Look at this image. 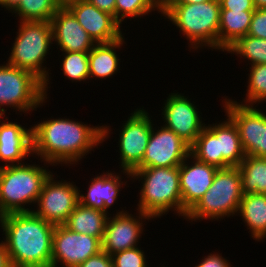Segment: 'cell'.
I'll return each instance as SVG.
<instances>
[{
    "label": "cell",
    "instance_id": "6da1fadb",
    "mask_svg": "<svg viewBox=\"0 0 266 267\" xmlns=\"http://www.w3.org/2000/svg\"><path fill=\"white\" fill-rule=\"evenodd\" d=\"M90 125V126H89ZM69 118L47 119L32 127V155L41 162L76 165L91 151L98 148L111 133V126H91ZM77 162V163H76Z\"/></svg>",
    "mask_w": 266,
    "mask_h": 267
},
{
    "label": "cell",
    "instance_id": "7a4b0ae2",
    "mask_svg": "<svg viewBox=\"0 0 266 267\" xmlns=\"http://www.w3.org/2000/svg\"><path fill=\"white\" fill-rule=\"evenodd\" d=\"M0 227L12 267H51L55 225L21 212L1 216Z\"/></svg>",
    "mask_w": 266,
    "mask_h": 267
},
{
    "label": "cell",
    "instance_id": "3957f363",
    "mask_svg": "<svg viewBox=\"0 0 266 267\" xmlns=\"http://www.w3.org/2000/svg\"><path fill=\"white\" fill-rule=\"evenodd\" d=\"M131 174V180H142L138 211L152 219L161 218L171 210L182 217L179 166L136 168Z\"/></svg>",
    "mask_w": 266,
    "mask_h": 267
},
{
    "label": "cell",
    "instance_id": "277c9868",
    "mask_svg": "<svg viewBox=\"0 0 266 267\" xmlns=\"http://www.w3.org/2000/svg\"><path fill=\"white\" fill-rule=\"evenodd\" d=\"M220 9L219 0L197 4H163L161 14L187 38L191 50L207 46L217 51Z\"/></svg>",
    "mask_w": 266,
    "mask_h": 267
},
{
    "label": "cell",
    "instance_id": "5b68a950",
    "mask_svg": "<svg viewBox=\"0 0 266 267\" xmlns=\"http://www.w3.org/2000/svg\"><path fill=\"white\" fill-rule=\"evenodd\" d=\"M40 166L35 163L0 166V217L33 212L27 206L36 205L45 181L52 174Z\"/></svg>",
    "mask_w": 266,
    "mask_h": 267
},
{
    "label": "cell",
    "instance_id": "8992f818",
    "mask_svg": "<svg viewBox=\"0 0 266 267\" xmlns=\"http://www.w3.org/2000/svg\"><path fill=\"white\" fill-rule=\"evenodd\" d=\"M18 32L13 42L7 63L33 73L44 83V95L50 88L49 70L43 66L53 43L52 27L49 21H18Z\"/></svg>",
    "mask_w": 266,
    "mask_h": 267
},
{
    "label": "cell",
    "instance_id": "52a82bcc",
    "mask_svg": "<svg viewBox=\"0 0 266 267\" xmlns=\"http://www.w3.org/2000/svg\"><path fill=\"white\" fill-rule=\"evenodd\" d=\"M243 197L240 169L219 168L210 188L197 204L187 213L185 219L195 222L200 219L221 220L238 213Z\"/></svg>",
    "mask_w": 266,
    "mask_h": 267
},
{
    "label": "cell",
    "instance_id": "ba28073f",
    "mask_svg": "<svg viewBox=\"0 0 266 267\" xmlns=\"http://www.w3.org/2000/svg\"><path fill=\"white\" fill-rule=\"evenodd\" d=\"M1 65L0 115H5L6 107L27 114L47 102L44 83L33 73L8 63Z\"/></svg>",
    "mask_w": 266,
    "mask_h": 267
},
{
    "label": "cell",
    "instance_id": "9c48e42d",
    "mask_svg": "<svg viewBox=\"0 0 266 267\" xmlns=\"http://www.w3.org/2000/svg\"><path fill=\"white\" fill-rule=\"evenodd\" d=\"M227 98L222 101L225 116L236 125L246 156L266 158V113L256 105H243Z\"/></svg>",
    "mask_w": 266,
    "mask_h": 267
},
{
    "label": "cell",
    "instance_id": "30bf717a",
    "mask_svg": "<svg viewBox=\"0 0 266 267\" xmlns=\"http://www.w3.org/2000/svg\"><path fill=\"white\" fill-rule=\"evenodd\" d=\"M154 120L143 108H137L124 121L122 129L119 130V155L120 168L123 175L132 178V172L141 164L145 154L146 146L152 132Z\"/></svg>",
    "mask_w": 266,
    "mask_h": 267
},
{
    "label": "cell",
    "instance_id": "8fae6325",
    "mask_svg": "<svg viewBox=\"0 0 266 267\" xmlns=\"http://www.w3.org/2000/svg\"><path fill=\"white\" fill-rule=\"evenodd\" d=\"M66 180H55L53 173L45 181L33 212L53 225H64L79 204V187Z\"/></svg>",
    "mask_w": 266,
    "mask_h": 267
},
{
    "label": "cell",
    "instance_id": "7c38bea8",
    "mask_svg": "<svg viewBox=\"0 0 266 267\" xmlns=\"http://www.w3.org/2000/svg\"><path fill=\"white\" fill-rule=\"evenodd\" d=\"M102 251V241L86 234L56 225L53 231L51 267H78Z\"/></svg>",
    "mask_w": 266,
    "mask_h": 267
},
{
    "label": "cell",
    "instance_id": "4fadbf2b",
    "mask_svg": "<svg viewBox=\"0 0 266 267\" xmlns=\"http://www.w3.org/2000/svg\"><path fill=\"white\" fill-rule=\"evenodd\" d=\"M190 100L179 92L171 93L161 109L163 126L174 131L189 146L195 142L206 125L195 102Z\"/></svg>",
    "mask_w": 266,
    "mask_h": 267
},
{
    "label": "cell",
    "instance_id": "5bb4252c",
    "mask_svg": "<svg viewBox=\"0 0 266 267\" xmlns=\"http://www.w3.org/2000/svg\"><path fill=\"white\" fill-rule=\"evenodd\" d=\"M157 128L152 126L143 160L137 168L180 166L190 154V146L174 131L165 126Z\"/></svg>",
    "mask_w": 266,
    "mask_h": 267
},
{
    "label": "cell",
    "instance_id": "9a60e30c",
    "mask_svg": "<svg viewBox=\"0 0 266 267\" xmlns=\"http://www.w3.org/2000/svg\"><path fill=\"white\" fill-rule=\"evenodd\" d=\"M137 213L138 215L133 216L122 209L114 216H108L102 239L103 251L111 256L116 252L137 247L143 234V223L152 219L145 213Z\"/></svg>",
    "mask_w": 266,
    "mask_h": 267
},
{
    "label": "cell",
    "instance_id": "2e32d148",
    "mask_svg": "<svg viewBox=\"0 0 266 267\" xmlns=\"http://www.w3.org/2000/svg\"><path fill=\"white\" fill-rule=\"evenodd\" d=\"M217 170V167L201 162L191 154L179 166L182 216L184 219L210 188Z\"/></svg>",
    "mask_w": 266,
    "mask_h": 267
},
{
    "label": "cell",
    "instance_id": "e0dca14e",
    "mask_svg": "<svg viewBox=\"0 0 266 267\" xmlns=\"http://www.w3.org/2000/svg\"><path fill=\"white\" fill-rule=\"evenodd\" d=\"M67 8L95 43H108L123 36L120 25L113 15L99 10L88 0L71 3Z\"/></svg>",
    "mask_w": 266,
    "mask_h": 267
},
{
    "label": "cell",
    "instance_id": "ac0fdd59",
    "mask_svg": "<svg viewBox=\"0 0 266 267\" xmlns=\"http://www.w3.org/2000/svg\"><path fill=\"white\" fill-rule=\"evenodd\" d=\"M50 23L61 52H89L96 44L67 7H60Z\"/></svg>",
    "mask_w": 266,
    "mask_h": 267
},
{
    "label": "cell",
    "instance_id": "d6986e66",
    "mask_svg": "<svg viewBox=\"0 0 266 267\" xmlns=\"http://www.w3.org/2000/svg\"><path fill=\"white\" fill-rule=\"evenodd\" d=\"M7 118L0 115V161L5 162L1 165L23 164L32 154V127L27 129Z\"/></svg>",
    "mask_w": 266,
    "mask_h": 267
},
{
    "label": "cell",
    "instance_id": "ffe728a7",
    "mask_svg": "<svg viewBox=\"0 0 266 267\" xmlns=\"http://www.w3.org/2000/svg\"><path fill=\"white\" fill-rule=\"evenodd\" d=\"M118 174L108 170L90 179L87 194L79 190V203L84 207L99 209L109 214L108 209L119 199L122 185L127 184V181H122V175Z\"/></svg>",
    "mask_w": 266,
    "mask_h": 267
},
{
    "label": "cell",
    "instance_id": "44dd1931",
    "mask_svg": "<svg viewBox=\"0 0 266 267\" xmlns=\"http://www.w3.org/2000/svg\"><path fill=\"white\" fill-rule=\"evenodd\" d=\"M223 122L205 125L216 137L218 155H222V168L238 167L246 154L234 122L226 116Z\"/></svg>",
    "mask_w": 266,
    "mask_h": 267
},
{
    "label": "cell",
    "instance_id": "7402d4cb",
    "mask_svg": "<svg viewBox=\"0 0 266 267\" xmlns=\"http://www.w3.org/2000/svg\"><path fill=\"white\" fill-rule=\"evenodd\" d=\"M124 40L125 37L122 36L112 42L95 44L88 52L89 79L93 77L108 79L119 71L121 59L116 52L125 44Z\"/></svg>",
    "mask_w": 266,
    "mask_h": 267
},
{
    "label": "cell",
    "instance_id": "603a6c76",
    "mask_svg": "<svg viewBox=\"0 0 266 267\" xmlns=\"http://www.w3.org/2000/svg\"><path fill=\"white\" fill-rule=\"evenodd\" d=\"M237 215L257 242L266 238V194H243Z\"/></svg>",
    "mask_w": 266,
    "mask_h": 267
},
{
    "label": "cell",
    "instance_id": "cb8c5ba5",
    "mask_svg": "<svg viewBox=\"0 0 266 267\" xmlns=\"http://www.w3.org/2000/svg\"><path fill=\"white\" fill-rule=\"evenodd\" d=\"M254 11L220 10L218 50L225 51L238 38L246 36Z\"/></svg>",
    "mask_w": 266,
    "mask_h": 267
},
{
    "label": "cell",
    "instance_id": "d4e9b609",
    "mask_svg": "<svg viewBox=\"0 0 266 267\" xmlns=\"http://www.w3.org/2000/svg\"><path fill=\"white\" fill-rule=\"evenodd\" d=\"M104 211L84 207L80 203L74 208L65 222V226L77 233L103 239L108 216Z\"/></svg>",
    "mask_w": 266,
    "mask_h": 267
},
{
    "label": "cell",
    "instance_id": "484cf974",
    "mask_svg": "<svg viewBox=\"0 0 266 267\" xmlns=\"http://www.w3.org/2000/svg\"><path fill=\"white\" fill-rule=\"evenodd\" d=\"M60 7L55 0H7L5 9L20 21H49ZM18 15V16H17Z\"/></svg>",
    "mask_w": 266,
    "mask_h": 267
},
{
    "label": "cell",
    "instance_id": "4316f807",
    "mask_svg": "<svg viewBox=\"0 0 266 267\" xmlns=\"http://www.w3.org/2000/svg\"><path fill=\"white\" fill-rule=\"evenodd\" d=\"M243 194H266V158L247 155L239 164Z\"/></svg>",
    "mask_w": 266,
    "mask_h": 267
},
{
    "label": "cell",
    "instance_id": "83f0119b",
    "mask_svg": "<svg viewBox=\"0 0 266 267\" xmlns=\"http://www.w3.org/2000/svg\"><path fill=\"white\" fill-rule=\"evenodd\" d=\"M224 52L236 54L240 59L243 56L250 62L249 65L266 64V39L246 35L238 38Z\"/></svg>",
    "mask_w": 266,
    "mask_h": 267
},
{
    "label": "cell",
    "instance_id": "f1b7e54d",
    "mask_svg": "<svg viewBox=\"0 0 266 267\" xmlns=\"http://www.w3.org/2000/svg\"><path fill=\"white\" fill-rule=\"evenodd\" d=\"M190 154L197 160L222 168V155H218L217 137L205 126L190 146Z\"/></svg>",
    "mask_w": 266,
    "mask_h": 267
},
{
    "label": "cell",
    "instance_id": "f546056e",
    "mask_svg": "<svg viewBox=\"0 0 266 267\" xmlns=\"http://www.w3.org/2000/svg\"><path fill=\"white\" fill-rule=\"evenodd\" d=\"M156 10L161 13L157 0H116L115 20L121 25L127 17L141 18Z\"/></svg>",
    "mask_w": 266,
    "mask_h": 267
},
{
    "label": "cell",
    "instance_id": "4dcf8cb0",
    "mask_svg": "<svg viewBox=\"0 0 266 267\" xmlns=\"http://www.w3.org/2000/svg\"><path fill=\"white\" fill-rule=\"evenodd\" d=\"M249 68L246 99L239 104L254 106L266 102V64L251 65Z\"/></svg>",
    "mask_w": 266,
    "mask_h": 267
},
{
    "label": "cell",
    "instance_id": "1f68e13d",
    "mask_svg": "<svg viewBox=\"0 0 266 267\" xmlns=\"http://www.w3.org/2000/svg\"><path fill=\"white\" fill-rule=\"evenodd\" d=\"M64 58L62 59L61 68L63 75L68 80L88 81L89 80V59L88 52H62Z\"/></svg>",
    "mask_w": 266,
    "mask_h": 267
},
{
    "label": "cell",
    "instance_id": "d6a6232c",
    "mask_svg": "<svg viewBox=\"0 0 266 267\" xmlns=\"http://www.w3.org/2000/svg\"><path fill=\"white\" fill-rule=\"evenodd\" d=\"M111 257L114 267H149L146 255L139 246L116 252Z\"/></svg>",
    "mask_w": 266,
    "mask_h": 267
},
{
    "label": "cell",
    "instance_id": "836d02e7",
    "mask_svg": "<svg viewBox=\"0 0 266 267\" xmlns=\"http://www.w3.org/2000/svg\"><path fill=\"white\" fill-rule=\"evenodd\" d=\"M252 37L266 39V9H255L248 34Z\"/></svg>",
    "mask_w": 266,
    "mask_h": 267
},
{
    "label": "cell",
    "instance_id": "e575fe53",
    "mask_svg": "<svg viewBox=\"0 0 266 267\" xmlns=\"http://www.w3.org/2000/svg\"><path fill=\"white\" fill-rule=\"evenodd\" d=\"M78 267H114V264L112 257L102 250L85 260Z\"/></svg>",
    "mask_w": 266,
    "mask_h": 267
},
{
    "label": "cell",
    "instance_id": "d590c367",
    "mask_svg": "<svg viewBox=\"0 0 266 267\" xmlns=\"http://www.w3.org/2000/svg\"><path fill=\"white\" fill-rule=\"evenodd\" d=\"M220 10L254 11L253 0H219Z\"/></svg>",
    "mask_w": 266,
    "mask_h": 267
},
{
    "label": "cell",
    "instance_id": "8d00e7d4",
    "mask_svg": "<svg viewBox=\"0 0 266 267\" xmlns=\"http://www.w3.org/2000/svg\"><path fill=\"white\" fill-rule=\"evenodd\" d=\"M229 260L219 253H210L202 258L201 262L194 267H231Z\"/></svg>",
    "mask_w": 266,
    "mask_h": 267
},
{
    "label": "cell",
    "instance_id": "74e56055",
    "mask_svg": "<svg viewBox=\"0 0 266 267\" xmlns=\"http://www.w3.org/2000/svg\"><path fill=\"white\" fill-rule=\"evenodd\" d=\"M92 5L96 6L99 10L107 12L115 18V5L116 0H88Z\"/></svg>",
    "mask_w": 266,
    "mask_h": 267
},
{
    "label": "cell",
    "instance_id": "f35d334b",
    "mask_svg": "<svg viewBox=\"0 0 266 267\" xmlns=\"http://www.w3.org/2000/svg\"><path fill=\"white\" fill-rule=\"evenodd\" d=\"M0 267H12L4 241H0Z\"/></svg>",
    "mask_w": 266,
    "mask_h": 267
},
{
    "label": "cell",
    "instance_id": "ab89813d",
    "mask_svg": "<svg viewBox=\"0 0 266 267\" xmlns=\"http://www.w3.org/2000/svg\"><path fill=\"white\" fill-rule=\"evenodd\" d=\"M211 0H167L164 4H197Z\"/></svg>",
    "mask_w": 266,
    "mask_h": 267
},
{
    "label": "cell",
    "instance_id": "60d3db41",
    "mask_svg": "<svg viewBox=\"0 0 266 267\" xmlns=\"http://www.w3.org/2000/svg\"><path fill=\"white\" fill-rule=\"evenodd\" d=\"M255 9H266V0H253Z\"/></svg>",
    "mask_w": 266,
    "mask_h": 267
},
{
    "label": "cell",
    "instance_id": "b9f144b4",
    "mask_svg": "<svg viewBox=\"0 0 266 267\" xmlns=\"http://www.w3.org/2000/svg\"><path fill=\"white\" fill-rule=\"evenodd\" d=\"M77 1L79 0H55L59 7H67L69 4Z\"/></svg>",
    "mask_w": 266,
    "mask_h": 267
},
{
    "label": "cell",
    "instance_id": "7bdbcfd3",
    "mask_svg": "<svg viewBox=\"0 0 266 267\" xmlns=\"http://www.w3.org/2000/svg\"><path fill=\"white\" fill-rule=\"evenodd\" d=\"M7 2V0H0V6L5 8V3Z\"/></svg>",
    "mask_w": 266,
    "mask_h": 267
},
{
    "label": "cell",
    "instance_id": "ee69618b",
    "mask_svg": "<svg viewBox=\"0 0 266 267\" xmlns=\"http://www.w3.org/2000/svg\"><path fill=\"white\" fill-rule=\"evenodd\" d=\"M167 0H157L158 4L162 6Z\"/></svg>",
    "mask_w": 266,
    "mask_h": 267
}]
</instances>
